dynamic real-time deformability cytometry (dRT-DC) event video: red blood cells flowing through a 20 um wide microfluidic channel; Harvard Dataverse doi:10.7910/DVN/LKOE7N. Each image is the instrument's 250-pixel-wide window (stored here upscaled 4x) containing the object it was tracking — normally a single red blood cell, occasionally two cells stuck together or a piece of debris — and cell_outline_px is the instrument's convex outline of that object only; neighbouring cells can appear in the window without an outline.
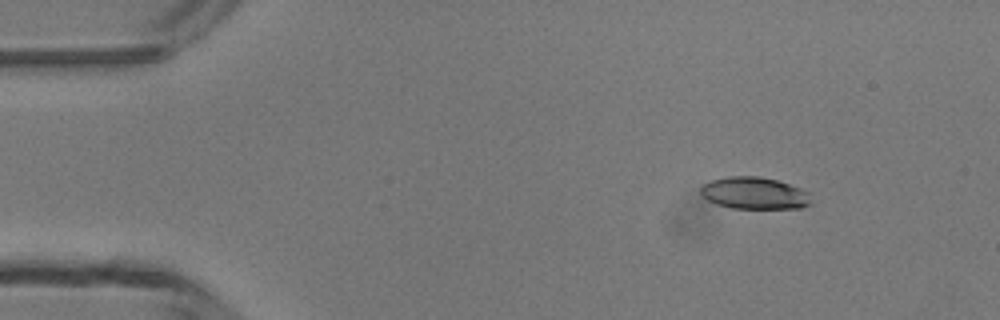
{"species": "common noctule bat (a hibernating species)", "species_latin": "Nyctalus noctula", "temperature_condition": "room temperature", "stored_images_in_passage": 4, "camera_frame_rate_fps": 3000, "um_per_image_px": 0.085, "animal": {"sex": "male", "body_mass_g": 13.3}, "frame": {"image": 1, "passage_image": 2, "time_ms": 1.0, "image_size_px": [1000, 320], "cell_outline_px": [[812, 204], [800, 208], [732, 208], [716, 204], [708, 200], [700, 192], [700, 188], [704, 184], [712, 180], [728, 176], [760, 176], [776, 180], [800, 188], [808, 192]], "centroid_in_image_um": [64.13, 16.42], "position_along_channel_um": 20.9, "area_um2": 20.52}}